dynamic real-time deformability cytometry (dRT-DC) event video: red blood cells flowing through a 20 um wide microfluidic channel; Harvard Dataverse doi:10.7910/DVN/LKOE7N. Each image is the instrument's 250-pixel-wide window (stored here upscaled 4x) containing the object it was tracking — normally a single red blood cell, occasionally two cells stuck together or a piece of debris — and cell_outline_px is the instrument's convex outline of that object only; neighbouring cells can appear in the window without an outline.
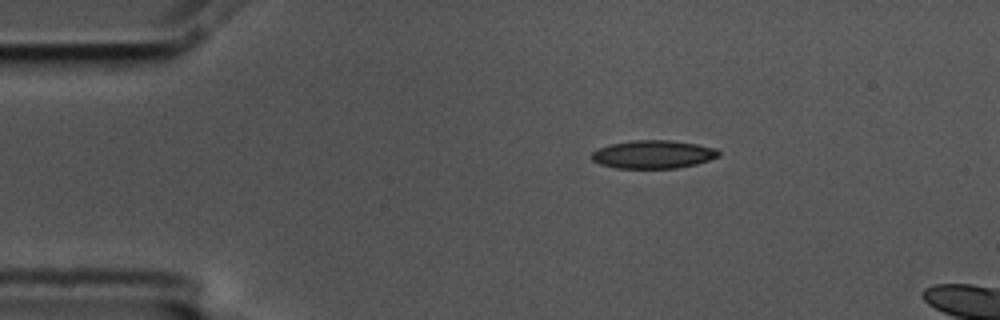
{"species": "common noctule bat (a hibernating species)", "species_latin": "Nyctalus noctula", "temperature_condition": "cold", "stored_images_in_passage": 7, "camera_frame_rate_fps": 3000, "um_per_image_px": 0.085, "animal": {"sex": "male", "body_mass_g": 17.5, "forearm_length_mm": 52.3}, "frame": {"image": 1, "passage_image": 1, "time_ms": 0.0, "image_size_px": [1000, 320], "cell_outline_px": [[720, 156], [696, 164], [676, 168], [616, 168], [600, 164], [592, 160], [588, 156], [592, 152], [608, 144], [632, 140], [668, 140], [696, 144], [716, 148], [720, 152]], "centroid_in_image_um": [55.49, 13.12], "position_along_channel_um": 29.5, "area_um2": 20.92}}